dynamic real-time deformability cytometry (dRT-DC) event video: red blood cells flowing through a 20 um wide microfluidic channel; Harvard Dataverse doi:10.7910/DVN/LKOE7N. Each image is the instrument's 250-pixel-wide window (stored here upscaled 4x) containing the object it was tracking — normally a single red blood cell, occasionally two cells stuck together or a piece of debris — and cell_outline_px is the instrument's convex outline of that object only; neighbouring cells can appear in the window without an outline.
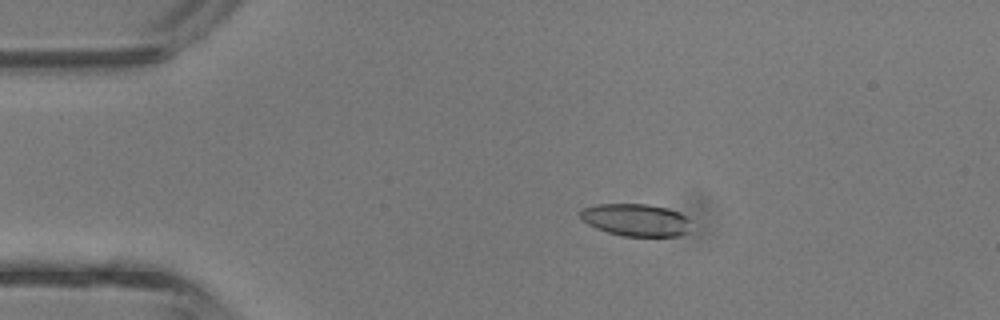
{"species": "common noctule bat (a hibernating species)", "species_latin": "Nyctalus noctula", "temperature_condition": "room temperature", "stored_images_in_passage": 4, "segment_of_instrument_passage": [1, 2], "camera_frame_rate_fps": 3000, "um_per_image_px": 0.085, "animal": {"sex": "male", "body_mass_g": 13.3}, "frame": {"image": 1, "passage_image": 2, "time_ms": 0.333, "image_size_px": [1000, 320], "cell_outline_px": [[688, 220], [684, 232], [676, 236], [620, 236], [596, 228], [588, 224], [580, 216], [580, 212], [584, 208], [596, 204], [648, 204], [668, 208], [680, 212]], "centroid_in_image_um": [53.99, 18.68], "position_along_channel_um": 31.0, "area_um2": 20.52}}